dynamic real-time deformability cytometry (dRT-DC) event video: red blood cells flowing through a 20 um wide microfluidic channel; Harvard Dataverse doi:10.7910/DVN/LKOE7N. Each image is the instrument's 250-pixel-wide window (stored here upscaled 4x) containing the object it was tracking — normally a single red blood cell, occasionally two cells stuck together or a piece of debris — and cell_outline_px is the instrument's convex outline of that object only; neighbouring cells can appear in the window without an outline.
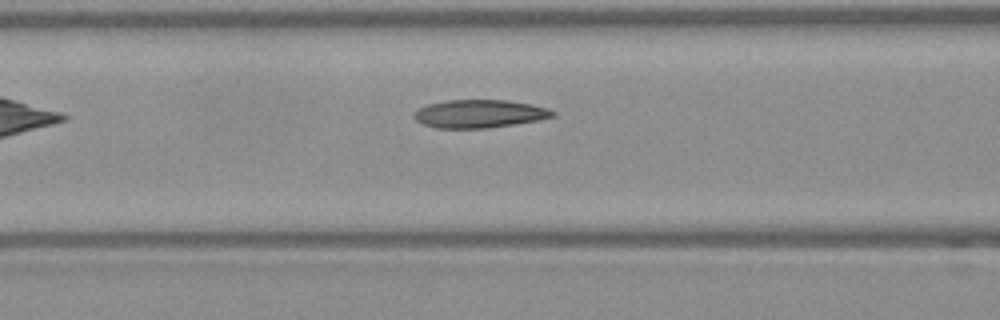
{"species": "Egyptian fruit bat (a non-hibernating species)", "species_latin": "Rousettus aegyptiacus", "temperature_condition": "warm", "stored_images_in_passage": 9, "camera_frame_rate_fps": 3000, "um_per_image_px": 0.085, "frame": {"image": 1, "passage_image": 8, "time_ms": 2.333, "image_size_px": [1000, 320], "cell_outline_px": [[556, 116], [540, 120], [488, 128], [436, 128], [424, 124], [416, 120], [412, 116], [416, 108], [428, 104], [448, 100], [508, 100], [532, 104], [548, 108], [556, 112]], "centroid_in_image_um": [40.76, 9.66], "position_along_channel_um": 125.8, "area_um2": 22.89}}